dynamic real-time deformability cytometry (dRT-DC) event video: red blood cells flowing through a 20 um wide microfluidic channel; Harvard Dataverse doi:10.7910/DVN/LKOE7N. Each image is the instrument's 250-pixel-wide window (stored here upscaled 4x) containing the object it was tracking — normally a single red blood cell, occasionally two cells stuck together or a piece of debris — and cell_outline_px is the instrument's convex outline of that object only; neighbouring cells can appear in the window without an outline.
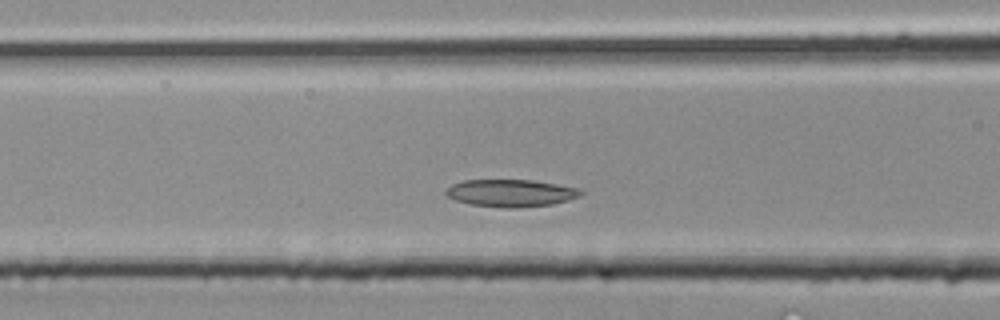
{"species": "common noctule bat (a hibernating species)", "species_latin": "Nyctalus noctula", "temperature_condition": "room temperature", "stored_images_in_passage": 20, "camera_frame_rate_fps": 3000, "um_per_image_px": 0.085, "animal": {"sex": "male", "body_mass_g": 20.4}, "frame": {"image": 1, "passage_image": 4, "time_ms": 1.0, "image_size_px": [1000, 320], "cell_outline_px": [[584, 192], [580, 196], [568, 200], [552, 204], [516, 208], [512, 208], [468, 204], [456, 200], [448, 196], [444, 192], [452, 184], [464, 180], [532, 180], [580, 188]], "centroid_in_image_um": [43.44, 16.4], "position_along_channel_um": 123.2, "area_um2": 21.39}}
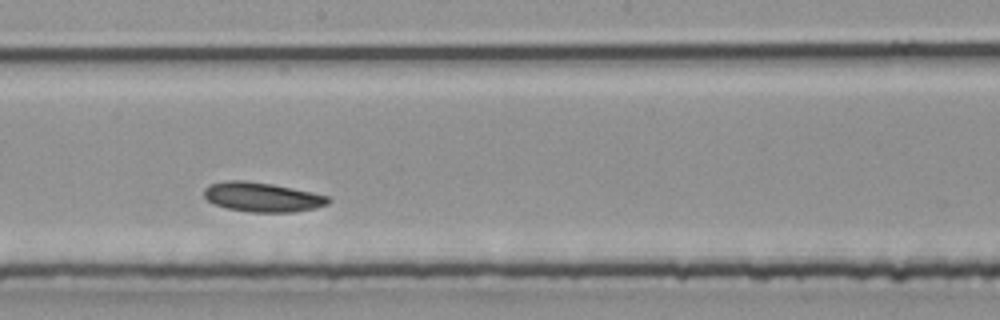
{"frame": {"image": 2, "passage_image": 9, "time_ms": 2.667, "image_size_px": [1000, 320], "cell_outline_px": [[332, 200], [328, 204], [316, 208], [292, 212], [248, 212], [228, 208], [216, 204], [208, 200], [204, 196], [204, 188], [208, 184], [224, 180], [244, 180], [272, 184], [312, 192], [328, 196]], "centroid_in_image_um": [22.29, 16.74], "position_along_channel_um": 225.9, "area_um2": 21.39}}
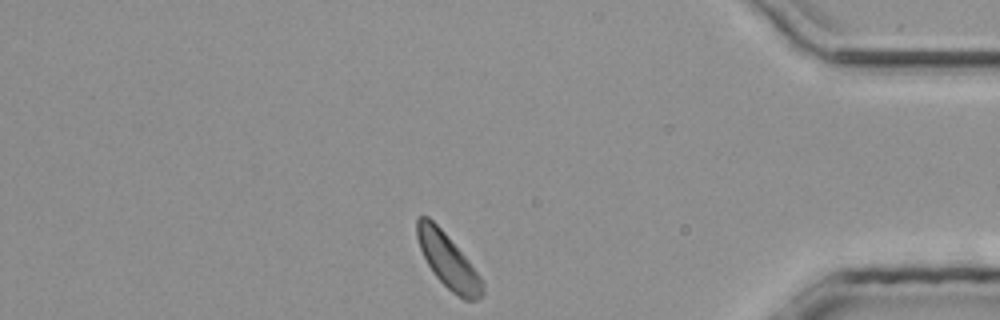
{"frame": {"image": 3, "passage_image": 19, "time_ms": 6.0, "image_size_px": [1000, 320], "cell_outline_px": [[484, 296], [476, 300], [464, 300], [452, 292], [436, 276], [428, 264], [420, 248], [416, 236], [416, 220], [420, 216], [428, 216], [444, 232], [468, 260], [480, 276], [484, 284]], "centroid_in_image_um": [38.09, 22.19], "position_along_channel_um": 397.1, "area_um2": 20.46}}